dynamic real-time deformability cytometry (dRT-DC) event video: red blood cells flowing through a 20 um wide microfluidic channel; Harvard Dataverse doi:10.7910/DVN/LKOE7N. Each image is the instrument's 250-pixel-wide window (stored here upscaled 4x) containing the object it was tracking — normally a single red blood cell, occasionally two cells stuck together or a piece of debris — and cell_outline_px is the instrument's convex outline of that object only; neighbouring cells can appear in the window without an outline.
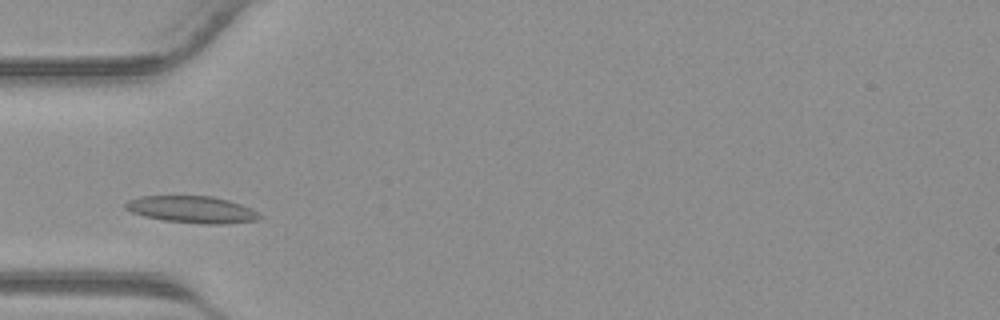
{"species": "common noctule bat (a hibernating species)", "species_latin": "Nyctalus noctula", "temperature_condition": "warm", "stored_images_in_passage": 25, "camera_frame_rate_fps": 3000, "um_per_image_px": 0.085, "animal": {"sex": "male", "body_mass_g": 23.1, "forearm_length_mm": 52.7}, "frame": {"image": 1, "passage_image": 4, "time_ms": 1.0, "image_size_px": [1000, 320], "cell_outline_px": [[264, 216], [256, 220], [224, 224], [204, 224], [164, 220], [144, 216], [132, 212], [124, 208], [124, 204], [128, 200], [140, 196], [212, 196], [228, 200], [240, 204]], "centroid_in_image_um": [16.29, 17.8], "position_along_channel_um": 68.7, "area_um2": 20.87}}
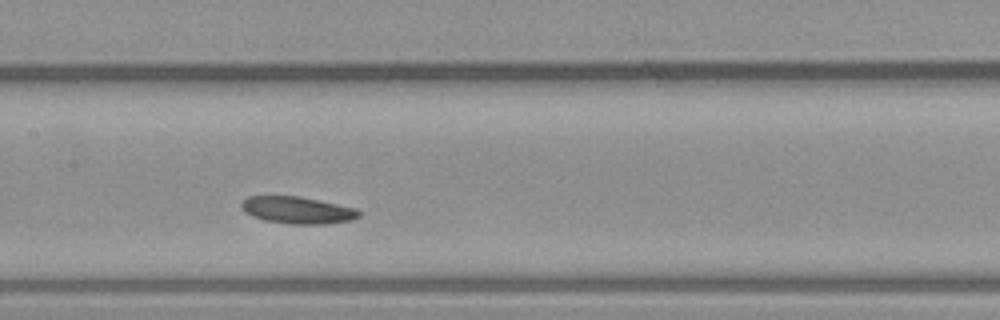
{"frame": {"image": 2, "passage_image": 11, "time_ms": 3.333, "image_size_px": [1000, 320], "cell_outline_px": [[360, 216], [352, 220], [324, 224], [292, 224], [264, 220], [252, 216], [244, 212], [240, 204], [248, 196], [300, 196], [356, 208], [360, 212]], "centroid_in_image_um": [25.28, 17.86], "position_along_channel_um": 182.1, "area_um2": 18.5}}
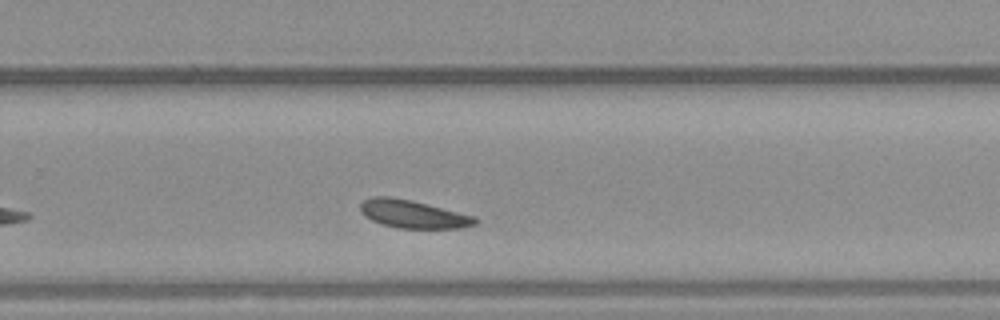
{"frame": {"image": 3, "passage_image": 18, "time_ms": 5.667, "image_size_px": [1000, 320], "cell_outline_px": [[480, 220], [476, 224], [460, 228], [400, 228], [384, 224], [372, 220], [364, 216], [360, 212], [360, 204], [364, 200], [372, 196], [388, 196], [412, 200], [476, 216]], "centroid_in_image_um": [35.13, 18.19], "position_along_channel_um": 294.7, "area_um2": 18.79}}